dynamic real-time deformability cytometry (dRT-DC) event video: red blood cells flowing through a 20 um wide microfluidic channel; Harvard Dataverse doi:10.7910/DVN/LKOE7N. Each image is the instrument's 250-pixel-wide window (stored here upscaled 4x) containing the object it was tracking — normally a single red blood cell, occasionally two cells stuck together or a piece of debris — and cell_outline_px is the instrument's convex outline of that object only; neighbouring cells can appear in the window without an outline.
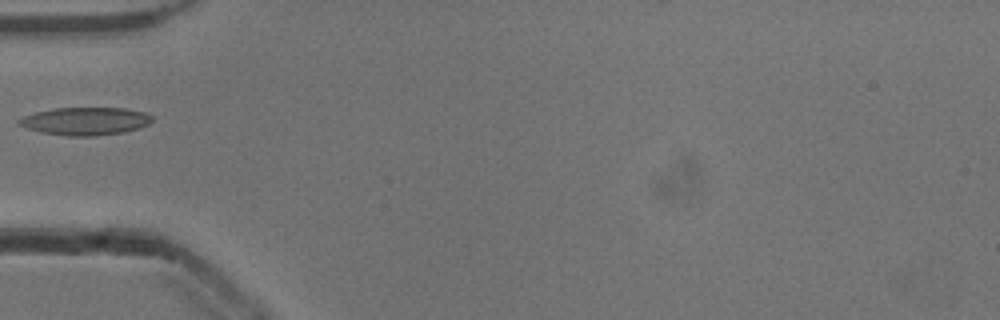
{"species": "common noctule bat (a hibernating species)", "species_latin": "Nyctalus noctula", "temperature_condition": "cold", "stored_images_in_passage": 21, "camera_frame_rate_fps": 3000, "um_per_image_px": 0.085, "animal": {"sex": "male", "body_mass_g": 13.3}, "frame": {"image": 1, "passage_image": 1, "time_ms": 0.0, "image_size_px": [1000, 320], "cell_outline_px": [[152, 120], [148, 124], [140, 128], [124, 132], [96, 136], [68, 136], [40, 132], [16, 124], [16, 120], [24, 116], [36, 112], [52, 108], [128, 108], [144, 112], [152, 116]], "centroid_in_image_um": [7.25, 10.3], "position_along_channel_um": 77.8, "area_um2": 21.73}}